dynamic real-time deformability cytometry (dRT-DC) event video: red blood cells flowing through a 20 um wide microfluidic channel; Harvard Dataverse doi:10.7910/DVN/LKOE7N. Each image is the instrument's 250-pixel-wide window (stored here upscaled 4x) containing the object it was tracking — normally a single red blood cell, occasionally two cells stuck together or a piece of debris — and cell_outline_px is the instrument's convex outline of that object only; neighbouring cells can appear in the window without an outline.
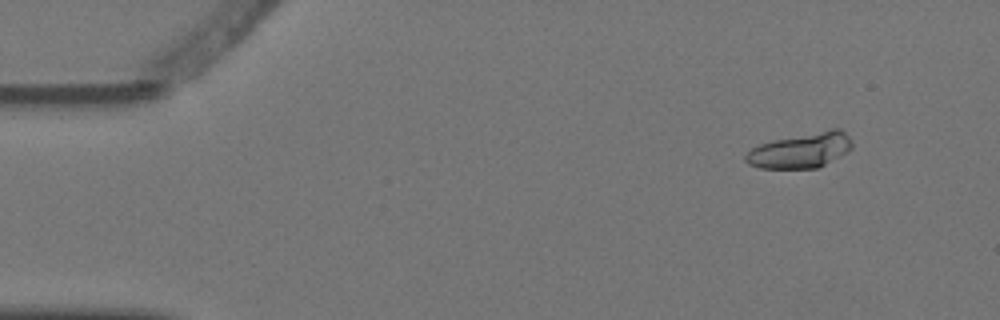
{"species": "Egyptian fruit bat (a non-hibernating species)", "species_latin": "Rousettus aegyptiacus", "temperature_condition": "warm", "stored_images_in_passage": 4, "camera_frame_rate_fps": 3000, "um_per_image_px": 0.085, "animal": {"sex": "female"}, "frame": {"image": 1, "passage_image": 1, "time_ms": 0.0, "image_size_px": [1000, 320], "cell_outline_px": [[852, 148], [848, 152], [820, 168], [760, 168], [748, 164], [744, 160], [744, 156], [752, 148], [760, 144], [776, 140], [832, 128], [840, 128], [852, 140]], "centroid_in_image_um": [68.1, 12.79], "position_along_channel_um": 16.9, "area_um2": 21.73}}
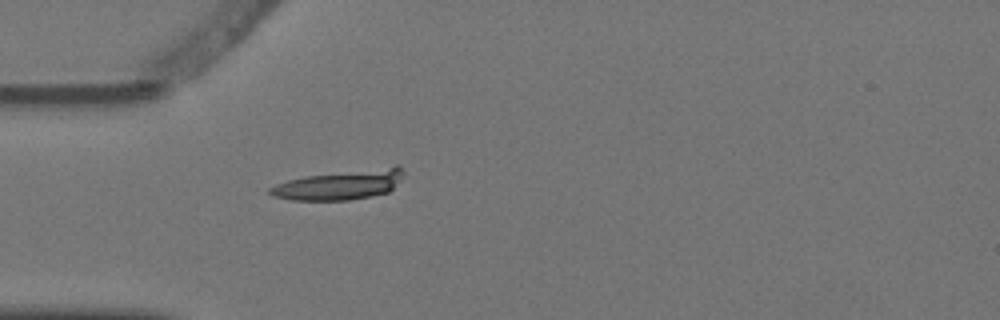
{"frame": {"image": 2, "passage_image": 4, "time_ms": 1.0, "image_size_px": [1000, 320], "cell_outline_px": [[404, 172], [392, 188], [388, 192], [372, 196], [348, 200], [292, 200], [272, 196], [268, 192], [268, 188], [276, 184], [288, 180], [304, 176], [396, 164], [400, 164]], "centroid_in_image_um": [28.89, 15.68], "position_along_channel_um": 56.1, "area_um2": 23.29}}